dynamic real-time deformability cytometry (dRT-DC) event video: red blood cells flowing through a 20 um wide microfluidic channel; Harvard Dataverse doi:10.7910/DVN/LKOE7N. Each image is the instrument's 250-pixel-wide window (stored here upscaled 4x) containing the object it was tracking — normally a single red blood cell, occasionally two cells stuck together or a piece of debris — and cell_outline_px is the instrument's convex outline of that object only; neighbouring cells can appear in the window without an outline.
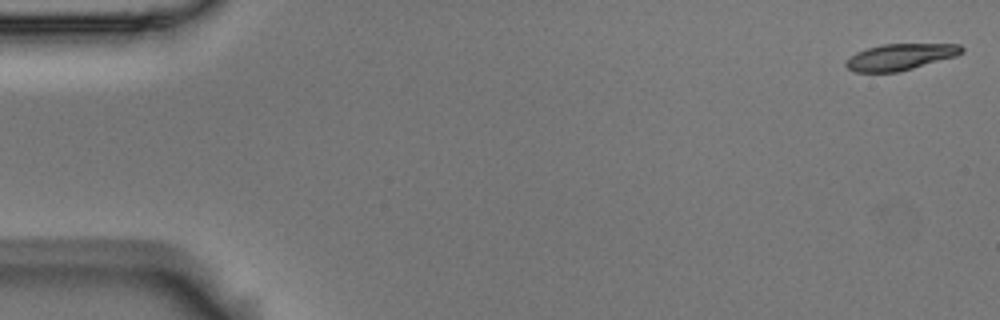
{"species": "Egyptian fruit bat (a non-hibernating species)", "species_latin": "Rousettus aegyptiacus", "temperature_condition": "room temperature", "stored_images_in_passage": 4, "camera_frame_rate_fps": 3000, "um_per_image_px": 0.085, "animal": {"sex": "male"}, "frame": {"image": 1, "passage_image": 1, "time_ms": 0.0, "image_size_px": [1000, 320], "cell_outline_px": [[964, 52], [956, 56], [912, 68], [896, 72], [856, 72], [848, 68], [844, 64], [844, 60], [856, 52], [868, 48], [884, 44], [960, 44], [964, 48]], "centroid_in_image_um": [76.51, 4.83], "position_along_channel_um": 8.5, "area_um2": 17.69}}
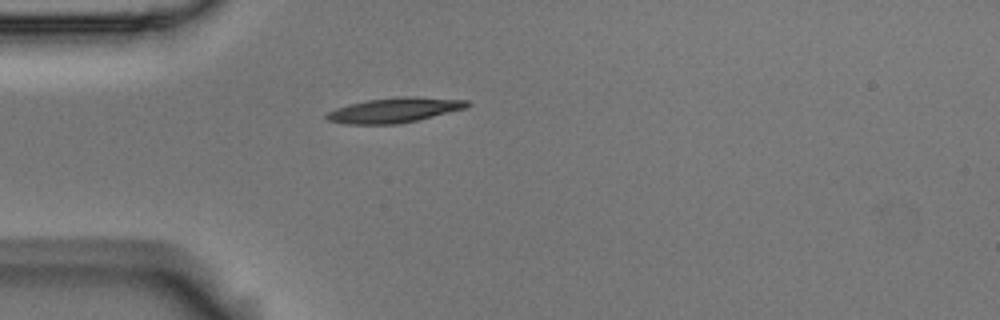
{"frame": {"image": 2, "passage_image": 4, "time_ms": 1.0, "image_size_px": [1000, 320], "cell_outline_px": [[472, 104], [468, 108], [416, 120], [396, 124], [348, 124], [328, 120], [324, 116], [328, 112], [336, 108], [368, 100], [404, 96], [412, 96], [468, 100]], "centroid_in_image_um": [33.58, 9.36], "position_along_channel_um": 51.4, "area_um2": 20.23}}